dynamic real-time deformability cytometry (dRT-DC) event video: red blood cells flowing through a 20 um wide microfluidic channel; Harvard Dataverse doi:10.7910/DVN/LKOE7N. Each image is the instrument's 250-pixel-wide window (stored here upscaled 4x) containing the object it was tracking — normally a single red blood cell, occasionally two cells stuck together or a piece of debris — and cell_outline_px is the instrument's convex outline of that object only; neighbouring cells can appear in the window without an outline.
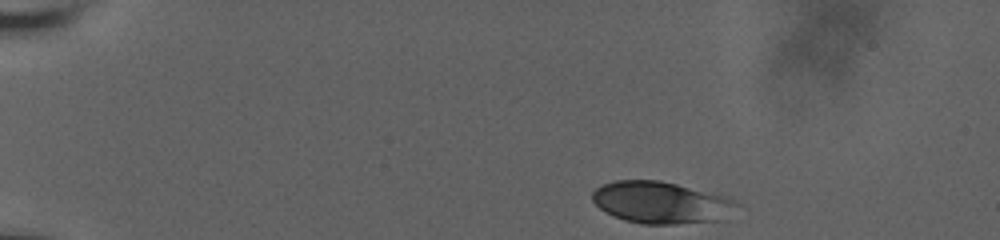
{"species": "human", "species_latin": "Homo sapiens", "temperature_condition": "room temperature", "stored_images_in_passage": 49, "camera_frame_rate_fps": 3000, "um_per_image_px": 0.085, "donor": {"sex": "male"}, "frame": {"image": 1, "passage_image": 1, "time_ms": 0.0, "image_size_px": [1000, 240], "cell_outline_px": [[740, 204], [724, 220], [676, 224], [640, 224], [624, 220], [604, 212], [592, 200], [592, 192], [600, 184], [616, 180], [660, 180], [728, 196]], "centroid_in_image_um": [56.2, 17.21], "position_along_channel_um": 28.8, "area_um2": 35.66}}
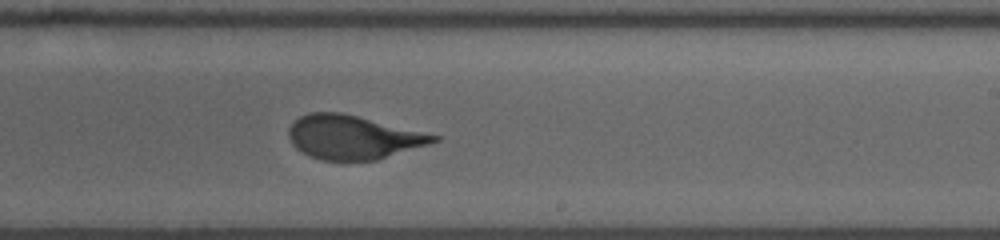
{"frame": {"image": 2, "passage_image": 28, "time_ms": 9.0, "image_size_px": [1000, 240], "cell_outline_px": [[440, 140], [428, 144], [376, 160], [320, 160], [308, 156], [296, 148], [292, 144], [288, 136], [288, 128], [300, 116], [308, 112], [340, 112], [440, 136]], "centroid_in_image_um": [29.95, 11.67], "position_along_channel_um": 259.1, "area_um2": 36.65}}
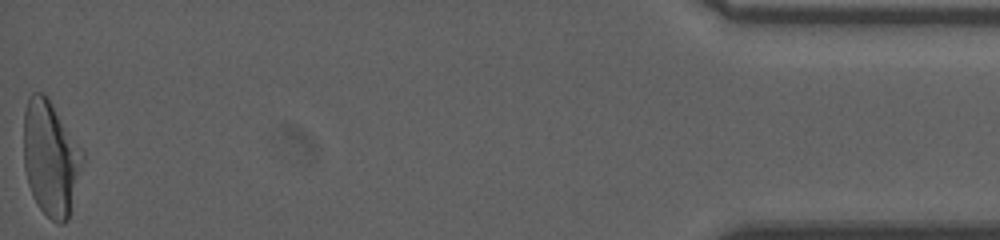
{"frame": {"image": 3, "passage_image": 49, "time_ms": 16.0, "image_size_px": [1000, 240], "cell_outline_px": [[84, 160], [68, 220], [64, 224], [60, 224], [52, 220], [36, 204], [32, 196], [28, 184], [24, 168], [24, 112], [28, 100], [32, 92], [44, 92], [48, 96], [84, 152]], "centroid_in_image_um": [4.31, 13.44], "position_along_channel_um": 430.9, "area_um2": 39.77}, "authors_computed_cell_mechanics": {"area_um2": 37.281, "velocity_mm_per_s": 3.6688, "shape_relaxation_time_tau1_ms": 4.9706, "shape_relaxation_time_tau2_ms": null, "deformation_change_tau1": 0.1723, "deformation_change_tau2": null}}